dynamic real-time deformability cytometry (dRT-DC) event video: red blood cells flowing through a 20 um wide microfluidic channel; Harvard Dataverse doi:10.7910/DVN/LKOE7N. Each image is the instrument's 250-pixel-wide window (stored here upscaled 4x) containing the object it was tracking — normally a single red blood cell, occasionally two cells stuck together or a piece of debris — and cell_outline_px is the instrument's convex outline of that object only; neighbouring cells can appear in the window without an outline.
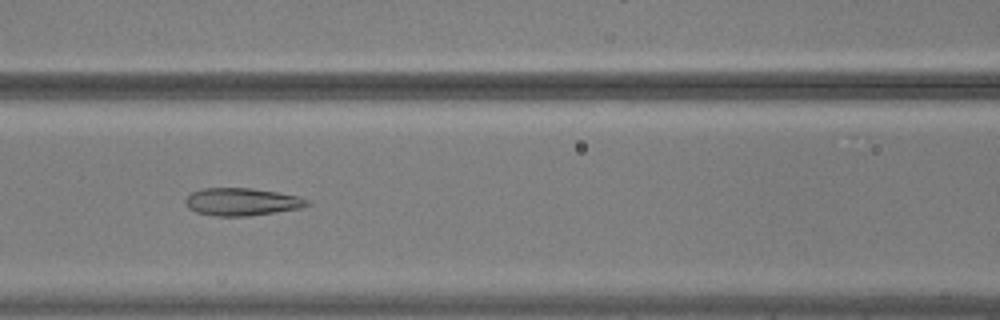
{"species": "common noctule bat (a hibernating species)", "species_latin": "Nyctalus noctula", "temperature_condition": "warm", "stored_images_in_passage": 46, "camera_frame_rate_fps": 3000, "um_per_image_px": 0.085, "animal": {"sex": "male", "body_mass_g": 20.5, "forearm_length_mm": 52.5}, "frame": {"image": 1, "passage_image": 16, "time_ms": 5.0, "image_size_px": [1000, 320], "cell_outline_px": [[312, 204], [300, 208], [248, 216], [212, 216], [196, 212], [188, 208], [184, 204], [184, 200], [192, 192], [200, 188], [252, 188], [276, 192], [296, 196], [308, 200]], "centroid_in_image_um": [20.5, 17.15], "position_along_channel_um": 146.1, "area_um2": 19.59}}
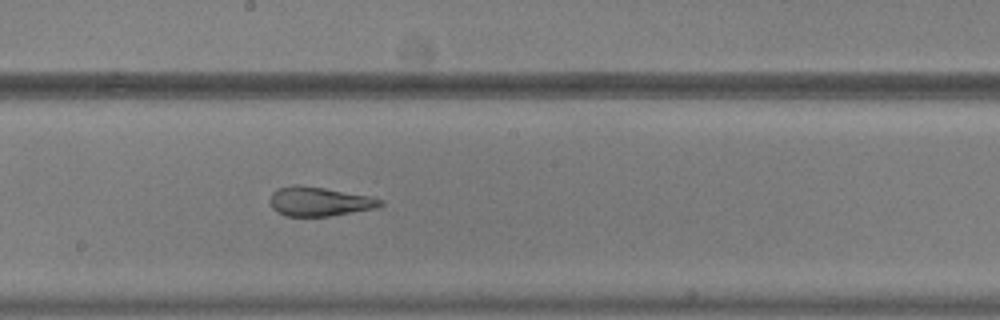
{"frame": {"image": 2, "passage_image": 22, "time_ms": 7.0, "image_size_px": [1000, 320], "cell_outline_px": [[384, 204], [376, 208], [328, 216], [284, 216], [276, 212], [272, 208], [272, 192], [280, 188], [324, 188], [372, 196], [384, 200]], "centroid_in_image_um": [27.24, 17.17], "position_along_channel_um": 221.0, "area_um2": 18.03}}
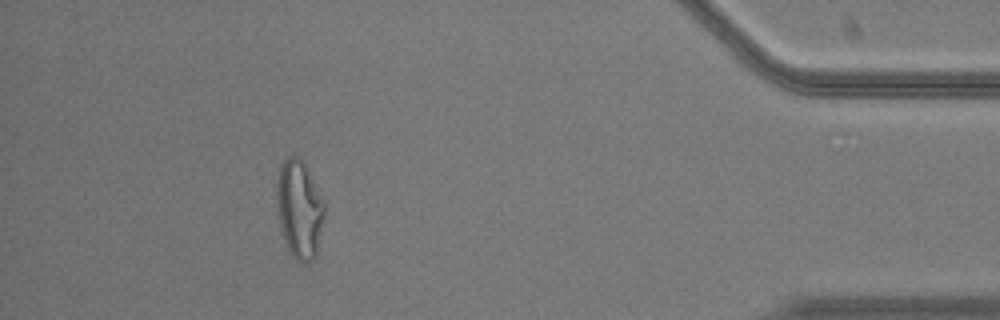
{"frame": {"image": 3, "passage_image": 41, "time_ms": 13.333, "image_size_px": [1000, 320], "cell_outline_px": [[324, 212], [316, 256], [308, 264], [304, 264], [296, 260], [292, 256], [284, 240], [280, 224], [276, 204], [276, 184], [280, 168], [284, 160], [288, 156], [296, 156], [304, 164], [324, 204]], "centroid_in_image_um": [25.42, 17.84], "position_along_channel_um": 409.8, "area_um2": 26.76}, "authors_computed_cell_mechanics": {"area_um2": 22.7443, "velocity_mm_per_s": 3.7362, "shape_relaxation_time_tau1_ms": null, "shape_relaxation_time_tau2_ms": 1.5252, "deformation_change_tau1": null, "deformation_change_tau2": 0.0959}}